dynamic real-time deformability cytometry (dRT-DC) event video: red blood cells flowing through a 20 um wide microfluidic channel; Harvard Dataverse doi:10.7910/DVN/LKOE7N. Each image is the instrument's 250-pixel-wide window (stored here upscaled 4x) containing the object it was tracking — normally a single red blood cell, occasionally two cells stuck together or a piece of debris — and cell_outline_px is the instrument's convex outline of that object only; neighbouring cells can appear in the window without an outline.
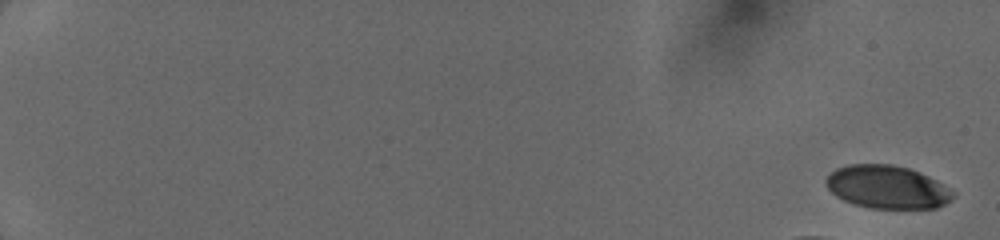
{"species": "human", "species_latin": "Homo sapiens", "temperature_condition": "cold", "stored_images_in_passage": 23, "camera_frame_rate_fps": 3000, "um_per_image_px": 0.085, "donor": {"sex": "female"}, "frame": {"image": 1, "passage_image": 1, "time_ms": 0.0, "image_size_px": [1000, 240], "cell_outline_px": [[956, 196], [952, 200], [936, 208], [872, 208], [856, 204], [844, 200], [836, 196], [824, 184], [824, 180], [836, 168], [852, 164], [892, 164], [908, 168], [920, 172], [936, 180], [956, 192]], "centroid_in_image_um": [75.44, 15.89], "position_along_channel_um": 9.6, "area_um2": 31.91}}
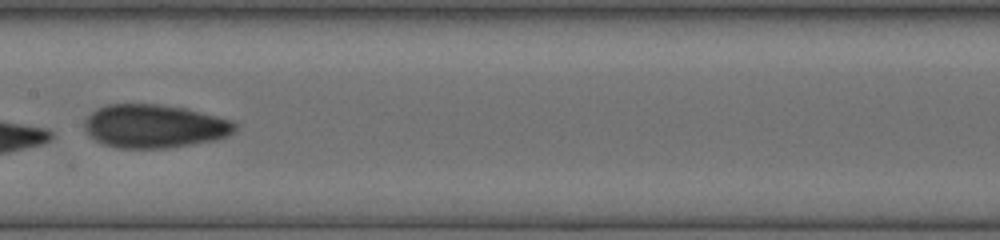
{"frame": {"image": 2, "passage_image": 17, "time_ms": 9.667, "image_size_px": [1000, 240], "cell_outline_px": [[236, 128], [228, 136], [216, 140], [168, 148], [116, 148], [100, 144], [88, 136], [84, 128], [84, 120], [96, 108], [108, 104], [160, 104], [188, 108], [232, 120], [236, 124]], "centroid_in_image_um": [13.09, 10.73], "position_along_channel_um": 194.3, "area_um2": 38.61}}
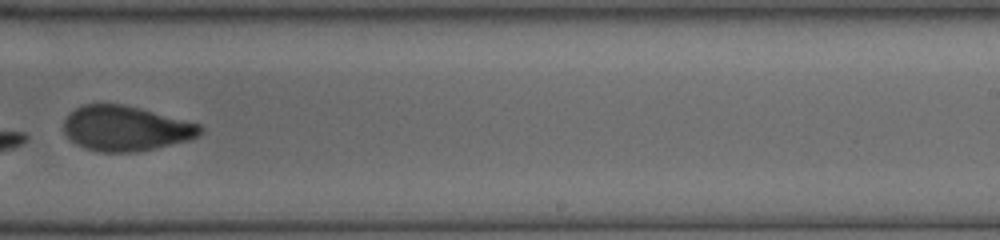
{"frame": {"image": 3, "passage_image": 19, "time_ms": 11.667, "image_size_px": [1000, 240], "cell_outline_px": [[204, 132], [200, 136], [192, 140], [136, 152], [96, 152], [84, 148], [76, 144], [64, 132], [64, 120], [68, 112], [80, 104], [124, 104], [140, 108], [200, 124], [204, 128]], "centroid_in_image_um": [10.7, 10.91], "position_along_channel_um": 278.3, "area_um2": 36.3}}